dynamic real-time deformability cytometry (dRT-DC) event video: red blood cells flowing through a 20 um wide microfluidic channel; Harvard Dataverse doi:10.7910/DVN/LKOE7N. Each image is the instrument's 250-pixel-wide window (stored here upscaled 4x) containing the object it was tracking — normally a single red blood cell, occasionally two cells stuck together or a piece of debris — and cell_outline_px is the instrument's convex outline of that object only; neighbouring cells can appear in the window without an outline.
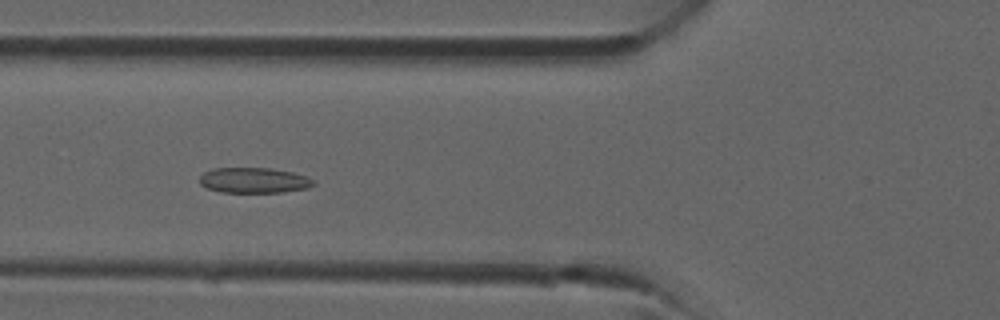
{"species": "common noctule bat (a hibernating species)", "species_latin": "Nyctalus noctula", "temperature_condition": "room temperature", "stored_images_in_passage": 39, "camera_frame_rate_fps": 3000, "um_per_image_px": 0.085, "animal": {"sex": "male", "forearm_length_mm": 52.5}, "frame": {"image": 1, "passage_image": 13, "time_ms": 4.0, "image_size_px": [1000, 320], "cell_outline_px": [[316, 184], [308, 188], [284, 192], [220, 192], [208, 188], [200, 184], [200, 176], [204, 172], [212, 168], [272, 168], [292, 172], [308, 176], [316, 180]], "centroid_in_image_um": [21.63, 15.32], "position_along_channel_um": 104.2, "area_um2": 17.05}}
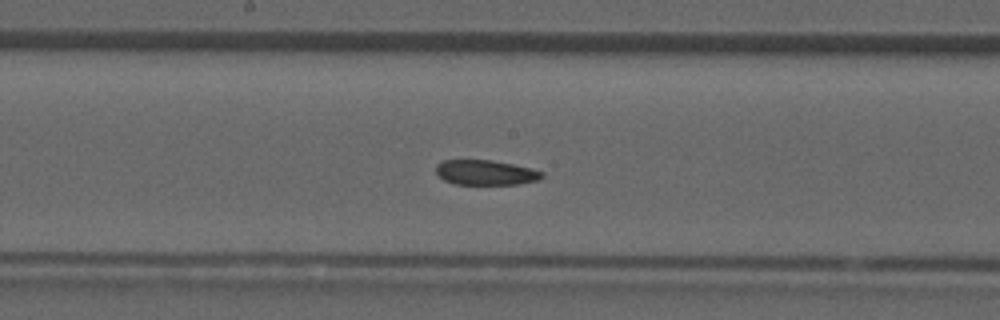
{"frame": {"image": 2, "passage_image": 19, "time_ms": 6.0, "image_size_px": [1000, 320], "cell_outline_px": [[544, 176], [540, 180], [516, 184], [456, 184], [444, 180], [436, 172], [436, 164], [444, 160], [492, 160], [532, 168], [544, 172]], "centroid_in_image_um": [41.31, 14.66], "position_along_channel_um": 206.9, "area_um2": 15.43}}
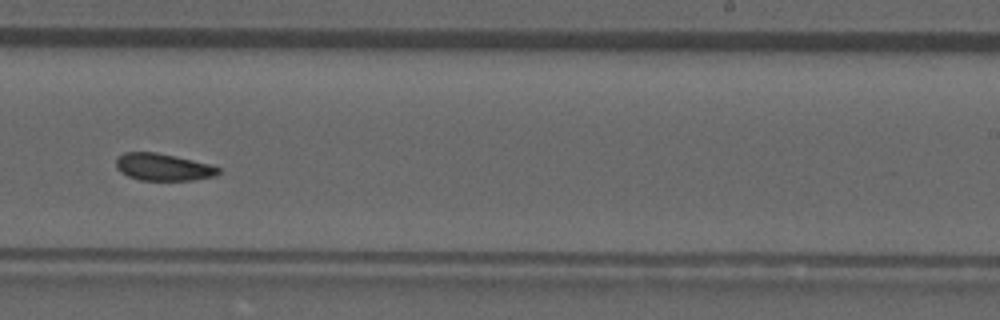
{"frame": {"image": 3, "passage_image": 23, "time_ms": 7.333, "image_size_px": [1000, 320], "cell_outline_px": [[220, 172], [216, 176], [192, 180], [140, 180], [128, 176], [120, 172], [116, 168], [116, 156], [124, 152], [156, 152], [212, 164], [220, 168]], "centroid_in_image_um": [13.86, 14.2], "position_along_channel_um": 275.1, "area_um2": 16.36}}